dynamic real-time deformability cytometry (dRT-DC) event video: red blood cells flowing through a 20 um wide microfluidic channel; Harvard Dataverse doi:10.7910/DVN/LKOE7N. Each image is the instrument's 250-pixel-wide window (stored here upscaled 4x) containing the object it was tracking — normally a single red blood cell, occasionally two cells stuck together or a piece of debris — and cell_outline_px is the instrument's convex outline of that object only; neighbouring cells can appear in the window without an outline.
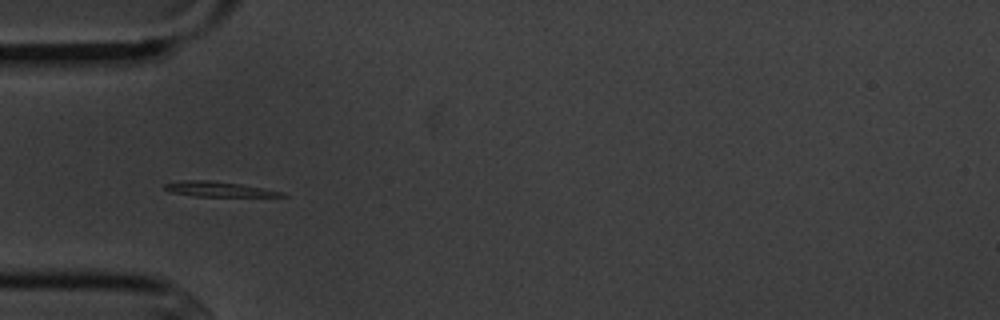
{"species": "common noctule bat (a hibernating species)", "species_latin": "Nyctalus noctula", "temperature_condition": "cold", "stored_images_in_passage": 6, "camera_frame_rate_fps": 3000, "um_per_image_px": 0.085, "animal": {"sex": "male", "body_mass_g": 20.1, "forearm_length_mm": 53.5}, "frame": {"image": 1, "passage_image": 1, "time_ms": 0.0, "image_size_px": [1000, 320], "cell_outline_px": [[288, 196], [196, 196], [168, 192], [164, 188], [164, 184], [184, 180], [212, 180], [240, 184], [284, 192]], "centroid_in_image_um": [18.53, 16.07], "position_along_channel_um": 66.5, "area_um2": 10.12}}
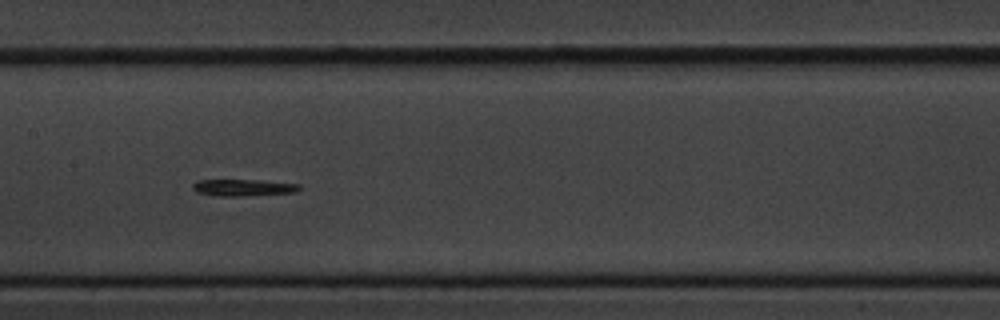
{"frame": {"image": 2, "passage_image": 4, "time_ms": 3.333, "image_size_px": [1000, 320], "cell_outline_px": [[300, 188], [296, 192], [244, 196], [216, 196], [196, 192], [192, 188], [192, 184], [196, 180], [264, 180], [300, 184]], "centroid_in_image_um": [20.66, 15.94], "position_along_channel_um": 186.7, "area_um2": 10.52}}
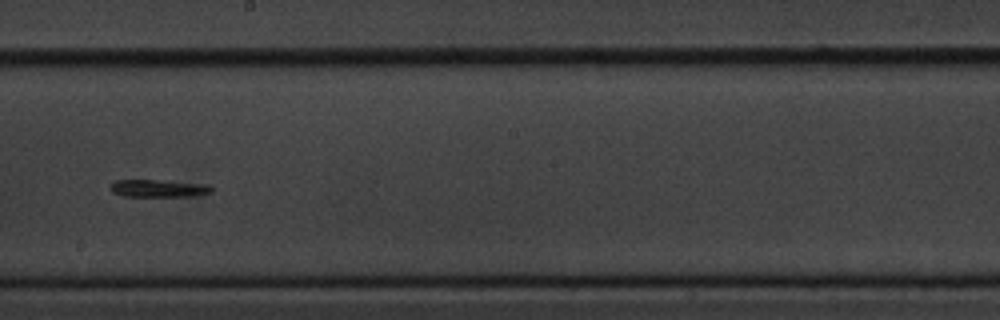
{"frame": {"image": 3, "passage_image": 5, "time_ms": 4.667, "image_size_px": [1000, 320], "cell_outline_px": [[212, 192], [192, 196], [124, 196], [112, 192], [108, 188], [108, 184], [116, 180], [156, 180], [212, 184]], "centroid_in_image_um": [13.45, 16.0], "position_along_channel_um": 234.7, "area_um2": 10.46}}